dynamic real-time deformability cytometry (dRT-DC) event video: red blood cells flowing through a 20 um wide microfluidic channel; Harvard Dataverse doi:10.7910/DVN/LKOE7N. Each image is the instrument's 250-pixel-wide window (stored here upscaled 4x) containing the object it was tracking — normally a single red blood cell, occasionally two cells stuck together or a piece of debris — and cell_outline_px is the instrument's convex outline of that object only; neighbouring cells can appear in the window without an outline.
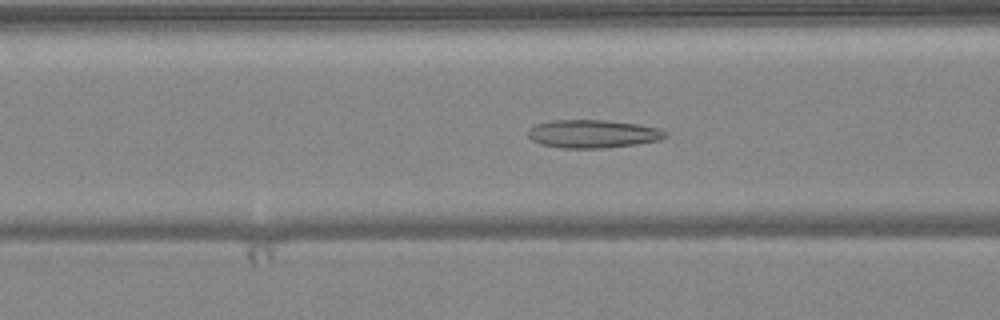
{"species": "common noctule bat (a hibernating species)", "species_latin": "Nyctalus noctula", "temperature_condition": "warm", "stored_images_in_passage": 51, "camera_frame_rate_fps": 3000, "um_per_image_px": 0.085, "animal": {"sex": "female", "body_mass_g": 24.6, "forearm_length_mm": 56.2}, "frame": {"image": 1, "passage_image": 20, "time_ms": 6.333, "image_size_px": [1000, 320], "cell_outline_px": [[668, 136], [660, 140], [636, 144], [604, 148], [560, 148], [540, 144], [532, 140], [528, 136], [528, 128], [536, 124], [548, 120], [604, 120], [636, 124], [660, 128], [668, 132]], "centroid_in_image_um": [50.38, 11.37], "position_along_channel_um": 116.2, "area_um2": 22.72}}
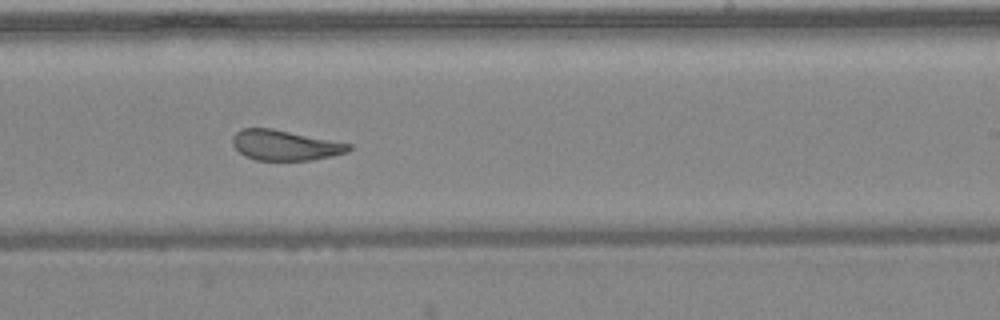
{"frame": {"image": 2, "passage_image": 31, "time_ms": 10.0, "image_size_px": [1000, 320], "cell_outline_px": [[352, 148], [348, 152], [312, 160], [256, 160], [244, 156], [232, 144], [232, 136], [240, 128], [272, 128], [352, 144]], "centroid_in_image_um": [24.21, 12.34], "position_along_channel_um": 264.8, "area_um2": 20.52}}
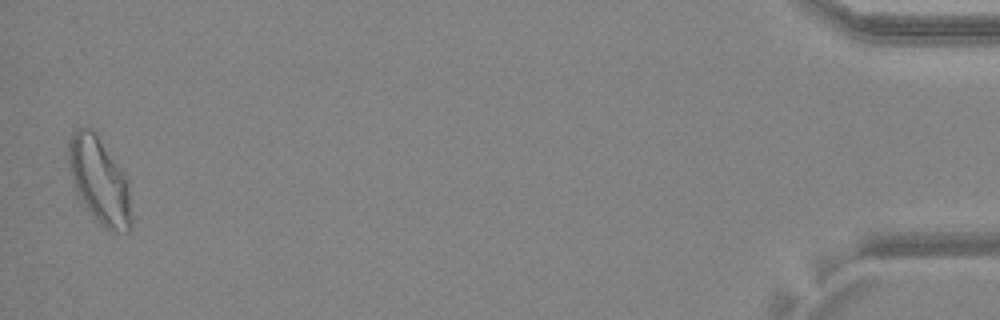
{"frame": {"image": 3, "passage_image": 50, "time_ms": 16.333, "image_size_px": [1000, 320], "cell_outline_px": [[132, 228], [128, 232], [108, 228], [96, 220], [84, 204], [72, 180], [68, 164], [68, 144], [72, 136], [80, 128], [92, 128], [96, 132], [128, 180], [132, 220]], "centroid_in_image_um": [8.47, 15.34], "position_along_channel_um": 426.7, "area_um2": 30.92}, "authors_computed_cell_mechanics": {"area_um2": 24.2182, "velocity_mm_per_s": 4.0518, "shape_relaxation_time_tau1_ms": null, "shape_relaxation_time_tau2_ms": 1.5484, "deformation_change_tau1": null, "deformation_change_tau2": 0.0916}}